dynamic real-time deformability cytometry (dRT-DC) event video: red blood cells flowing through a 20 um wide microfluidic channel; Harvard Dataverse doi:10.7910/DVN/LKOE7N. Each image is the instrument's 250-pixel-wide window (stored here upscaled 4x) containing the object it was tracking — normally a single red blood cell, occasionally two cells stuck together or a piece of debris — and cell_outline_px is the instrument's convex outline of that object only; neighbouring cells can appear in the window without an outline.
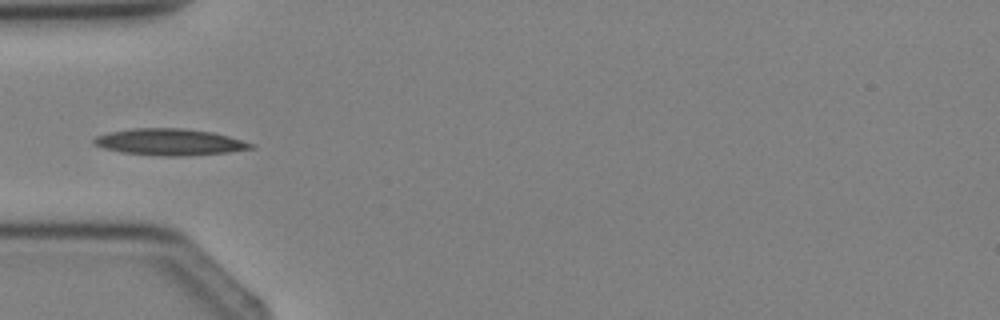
{"species": "Egyptian fruit bat (a non-hibernating species)", "species_latin": "Rousettus aegyptiacus", "temperature_condition": "cold", "stored_images_in_passage": 4, "camera_frame_rate_fps": 3000, "um_per_image_px": 0.085, "animal": {"sex": "female"}, "frame": {"image": 1, "passage_image": 4, "time_ms": 3.333, "image_size_px": [1000, 320], "cell_outline_px": [[256, 148], [228, 152], [188, 156], [160, 156], [120, 152], [104, 148], [92, 144], [92, 140], [96, 136], [108, 132], [132, 128], [184, 128], [212, 132], [228, 136], [256, 144]], "centroid_in_image_um": [14.42, 12.07], "position_along_channel_um": 70.6, "area_um2": 24.57}}